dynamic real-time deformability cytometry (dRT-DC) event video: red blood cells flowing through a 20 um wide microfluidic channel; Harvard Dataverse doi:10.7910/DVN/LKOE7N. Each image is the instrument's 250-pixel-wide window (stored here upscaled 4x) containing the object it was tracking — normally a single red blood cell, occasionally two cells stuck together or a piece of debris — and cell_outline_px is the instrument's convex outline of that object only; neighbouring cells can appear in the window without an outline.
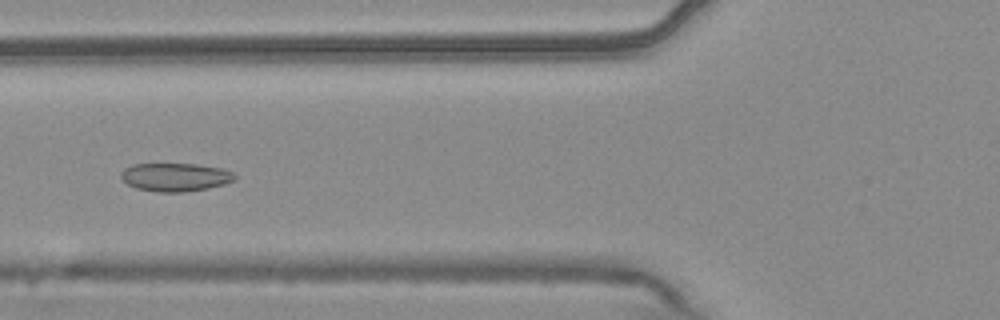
{"species": "common noctule bat (a hibernating species)", "species_latin": "Nyctalus noctula", "temperature_condition": "warm", "stored_images_in_passage": 7, "camera_frame_rate_fps": 3000, "um_per_image_px": 0.085, "animal": {"sex": "male", "body_mass_g": 20.4}, "frame": {"image": 1, "passage_image": 6, "time_ms": 1.667, "image_size_px": [1000, 320], "cell_outline_px": [[236, 180], [224, 184], [208, 188], [184, 192], [160, 192], [136, 188], [128, 184], [120, 176], [120, 172], [124, 168], [132, 164], [196, 164], [220, 168], [232, 172], [236, 176]], "centroid_in_image_um": [14.89, 15.05], "position_along_channel_um": 110.9, "area_um2": 18.73}}
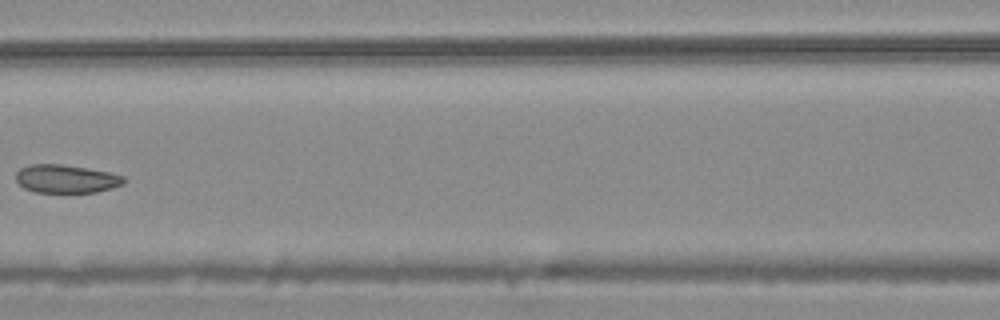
{"frame": {"image": 2, "passage_image": 7, "time_ms": 2.0, "image_size_px": [1000, 320], "cell_outline_px": [[124, 184], [112, 188], [96, 192], [36, 192], [24, 188], [16, 180], [16, 172], [20, 168], [32, 164], [60, 164], [108, 172], [124, 176]], "centroid_in_image_um": [5.61, 15.2], "position_along_channel_um": 161.0, "area_um2": 17.57}}